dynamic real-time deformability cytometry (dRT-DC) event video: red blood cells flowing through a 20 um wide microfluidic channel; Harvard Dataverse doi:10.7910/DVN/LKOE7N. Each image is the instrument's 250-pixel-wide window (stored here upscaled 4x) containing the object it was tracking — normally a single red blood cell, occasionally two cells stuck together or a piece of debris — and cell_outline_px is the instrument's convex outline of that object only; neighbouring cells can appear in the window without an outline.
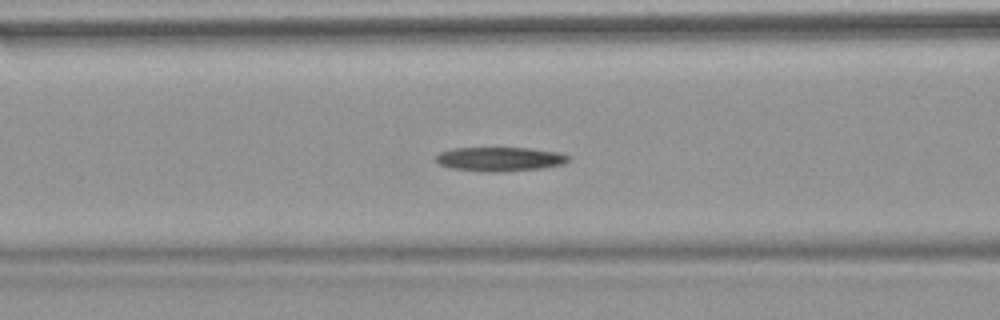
{"species": "common noctule bat (a hibernating species)", "species_latin": "Nyctalus noctula", "temperature_condition": "warm", "stored_images_in_passage": 42, "camera_frame_rate_fps": 3000, "um_per_image_px": 0.085, "animal": {"sex": "female", "body_mass_g": 18.4}, "frame": {"image": 1, "passage_image": 10, "time_ms": 3.0, "image_size_px": [1000, 320], "cell_outline_px": [[568, 160], [564, 164], [544, 168], [496, 172], [488, 172], [452, 168], [440, 164], [436, 160], [436, 156], [440, 152], [456, 148], [528, 148], [556, 152], [568, 156]], "centroid_in_image_um": [42.48, 13.52], "position_along_channel_um": 124.1, "area_um2": 18.38}}
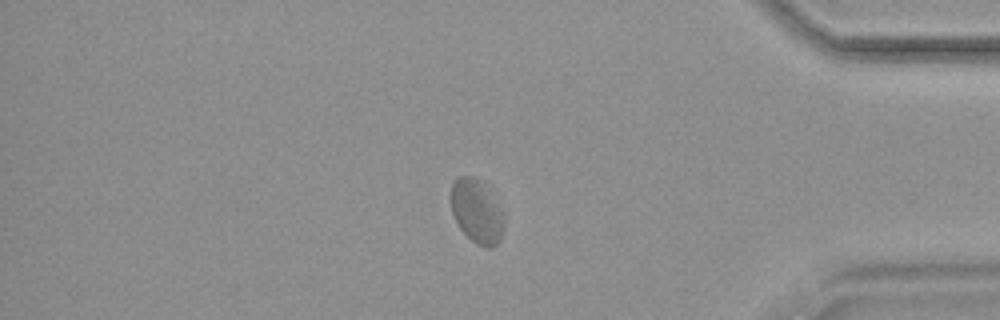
{"frame": {"image": 2, "passage_image": 34, "time_ms": 11.0, "image_size_px": [1000, 320], "cell_outline_px": [[504, 220], [500, 240], [492, 248], [484, 248], [476, 244], [460, 228], [452, 212], [452, 180], [456, 176], [472, 176], [480, 184], [500, 212]], "centroid_in_image_um": [40.47, 18.03], "position_along_channel_um": 394.7, "area_um2": 18.55}}
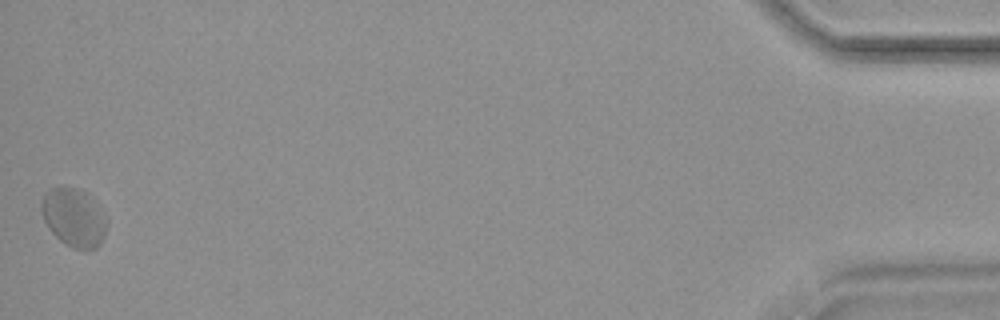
{"frame": {"image": 3, "passage_image": 42, "time_ms": 13.667, "image_size_px": [1000, 320], "cell_outline_px": [[108, 220], [104, 236], [100, 244], [96, 248], [84, 252], [72, 248], [64, 244], [48, 228], [44, 220], [40, 208], [40, 200], [44, 192], [48, 188], [60, 184], [88, 192]], "centroid_in_image_um": [6.25, 18.47], "position_along_channel_um": 428.9, "area_um2": 23.06}, "authors_computed_cell_mechanics": {"area_um2": 19.1896, "velocity_mm_per_s": 3.7303, "shape_relaxation_time_tau1_ms": null, "shape_relaxation_time_tau2_ms": 5.373, "deformation_change_tau1": null, "deformation_change_tau2": 0.0972}}